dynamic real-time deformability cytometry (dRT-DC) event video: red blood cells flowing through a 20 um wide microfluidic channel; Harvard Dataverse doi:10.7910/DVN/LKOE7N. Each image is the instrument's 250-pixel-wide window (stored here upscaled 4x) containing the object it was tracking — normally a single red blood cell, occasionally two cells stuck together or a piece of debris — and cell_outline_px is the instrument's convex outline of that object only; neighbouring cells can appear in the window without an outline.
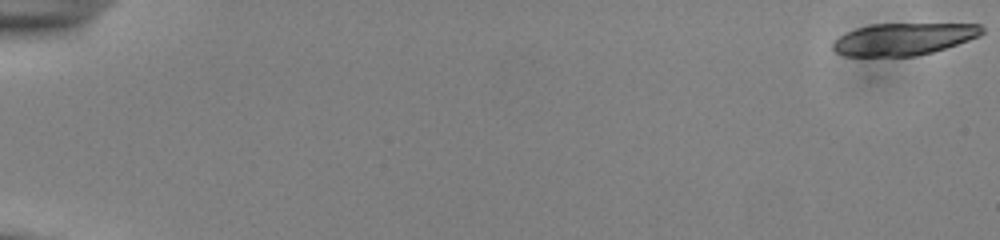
{"species": "common noctule bat (a hibernating species)", "species_latin": "Nyctalus noctula", "temperature_condition": "cold", "stored_images_in_passage": 21, "camera_frame_rate_fps": 3000, "um_per_image_px": 0.085, "animal": {"sex": "male", "body_mass_g": 13.0, "forearm_length_mm": 53.1}, "frame": {"image": 1, "passage_image": 1, "time_ms": 0.0, "image_size_px": [1000, 240], "cell_outline_px": [[984, 32], [980, 36], [932, 52], [916, 56], [844, 56], [836, 52], [832, 48], [832, 44], [840, 36], [856, 28], [872, 24], [980, 24], [984, 28]], "centroid_in_image_um": [76.8, 3.32], "position_along_channel_um": 8.2, "area_um2": 27.69}}